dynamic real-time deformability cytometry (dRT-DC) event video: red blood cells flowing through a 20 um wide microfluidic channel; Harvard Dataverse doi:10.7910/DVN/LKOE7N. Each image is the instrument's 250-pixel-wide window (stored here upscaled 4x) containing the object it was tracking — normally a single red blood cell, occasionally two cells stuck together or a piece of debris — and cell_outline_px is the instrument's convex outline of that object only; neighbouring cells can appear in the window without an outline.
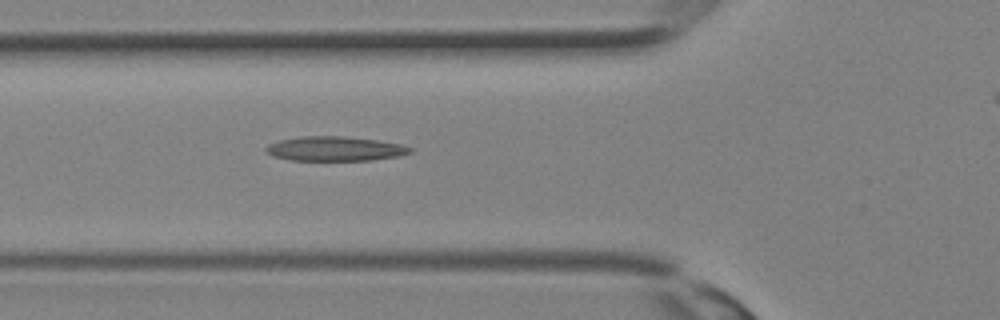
{"species": "Egyptian fruit bat (a non-hibernating species)", "species_latin": "Rousettus aegyptiacus", "temperature_condition": "room temperature", "stored_images_in_passage": 6, "camera_frame_rate_fps": 3000, "um_per_image_px": 0.085, "animal": {"sex": "female"}, "frame": {"image": 1, "passage_image": 4, "time_ms": 1.0, "image_size_px": [1000, 320], "cell_outline_px": [[412, 152], [400, 156], [372, 160], [288, 160], [272, 156], [264, 152], [264, 148], [268, 144], [280, 140], [300, 136], [344, 136], [376, 140], [400, 144], [412, 148]], "centroid_in_image_um": [28.42, 12.64], "position_along_channel_um": 97.4, "area_um2": 20.69}}
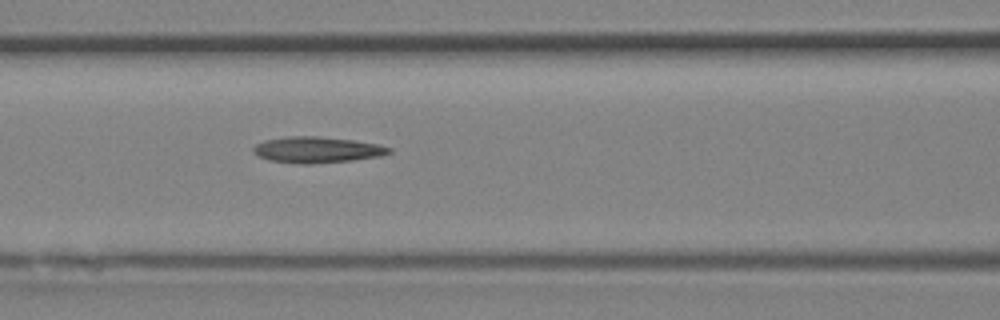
{"frame": {"image": 2, "passage_image": 6, "time_ms": 1.667, "image_size_px": [1000, 320], "cell_outline_px": [[392, 152], [380, 156], [352, 160], [312, 164], [296, 164], [268, 160], [256, 156], [252, 152], [252, 148], [256, 144], [264, 140], [288, 136], [316, 136], [352, 140], [376, 144], [392, 148]], "centroid_in_image_um": [26.88, 12.74], "position_along_channel_um": 139.7, "area_um2": 20.75}}